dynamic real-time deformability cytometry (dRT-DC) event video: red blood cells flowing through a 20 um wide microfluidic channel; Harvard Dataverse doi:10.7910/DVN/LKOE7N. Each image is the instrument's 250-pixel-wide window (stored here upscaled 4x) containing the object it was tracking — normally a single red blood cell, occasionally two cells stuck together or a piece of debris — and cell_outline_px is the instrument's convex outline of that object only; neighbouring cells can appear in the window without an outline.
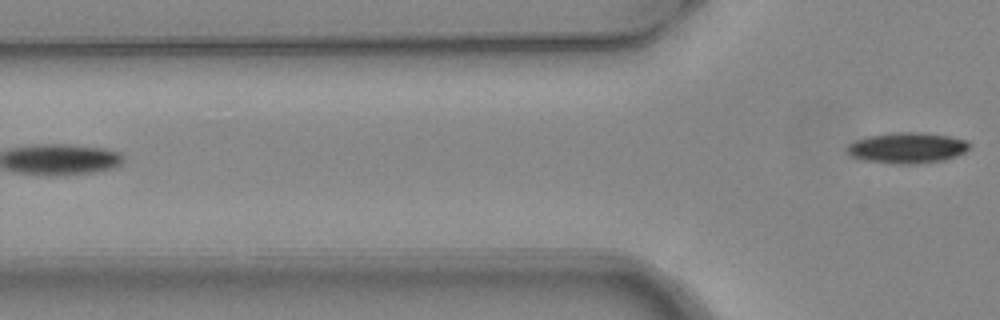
{"species": "common noctule bat (a hibernating species)", "species_latin": "Nyctalus noctula", "temperature_condition": "warm", "stored_images_in_passage": 5, "camera_frame_rate_fps": 3000, "um_per_image_px": 0.085, "animal": {"sex": "female", "body_mass_g": 24.6, "forearm_length_mm": 56.2}, "frame": {"image": 1, "passage_image": 5, "time_ms": 1.333, "image_size_px": [1000, 320], "cell_outline_px": [[968, 148], [964, 152], [956, 156], [944, 160], [912, 164], [896, 164], [864, 160], [852, 156], [848, 152], [848, 144], [856, 140], [868, 136], [896, 132], [916, 132], [948, 136], [968, 140]], "centroid_in_image_um": [77.11, 12.57], "position_along_channel_um": 48.7, "area_um2": 21.68}}